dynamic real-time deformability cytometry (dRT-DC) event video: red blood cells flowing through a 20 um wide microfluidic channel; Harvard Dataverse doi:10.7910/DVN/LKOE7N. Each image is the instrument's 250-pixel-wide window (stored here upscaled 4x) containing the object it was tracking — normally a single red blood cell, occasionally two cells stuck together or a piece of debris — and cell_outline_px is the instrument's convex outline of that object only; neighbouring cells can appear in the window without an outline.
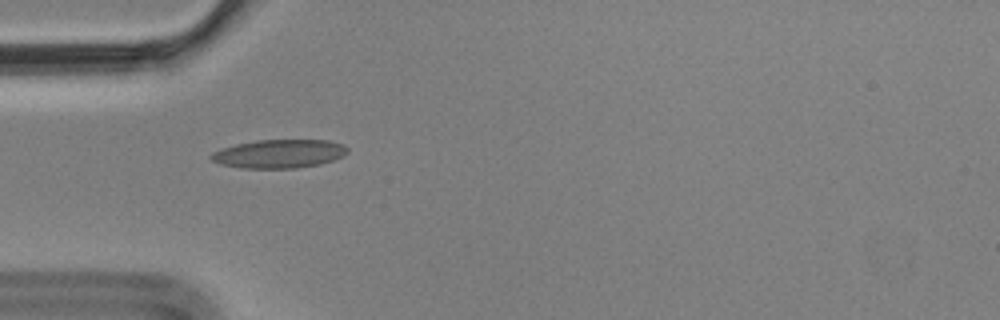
{"species": "Egyptian fruit bat (a non-hibernating species)", "species_latin": "Rousettus aegyptiacus", "temperature_condition": "cold", "stored_images_in_passage": 4, "camera_frame_rate_fps": 3000, "um_per_image_px": 0.085, "animal": {"sex": "male"}, "frame": {"image": 1, "passage_image": 4, "time_ms": 1.0, "image_size_px": [1000, 320], "cell_outline_px": [[348, 152], [344, 156], [320, 164], [296, 168], [240, 168], [220, 164], [212, 160], [208, 156], [212, 152], [220, 148], [236, 144], [256, 140], [328, 140], [344, 144], [348, 148]], "centroid_in_image_um": [23.71, 13.07], "position_along_channel_um": 61.3, "area_um2": 22.89}}